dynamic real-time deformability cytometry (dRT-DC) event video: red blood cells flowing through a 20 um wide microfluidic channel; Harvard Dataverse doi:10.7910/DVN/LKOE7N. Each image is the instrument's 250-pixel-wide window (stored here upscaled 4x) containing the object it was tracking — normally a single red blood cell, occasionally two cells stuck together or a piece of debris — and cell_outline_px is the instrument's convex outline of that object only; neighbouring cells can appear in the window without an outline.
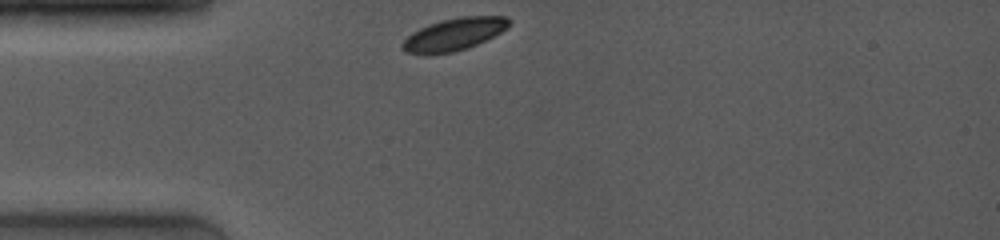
{"species": "common noctule bat (a hibernating species)", "species_latin": "Nyctalus noctula", "temperature_condition": "room temperature", "stored_images_in_passage": 15, "camera_frame_rate_fps": 4000, "um_per_image_px": 0.085, "animal": {"sex": "female", "body_mass_g": 19.0, "forearm_length_mm": 53.3}, "frame": {"image": 1, "passage_image": 1, "time_ms": 0.0, "image_size_px": [1000, 240], "cell_outline_px": [[512, 20], [508, 28], [468, 48], [452, 52], [428, 56], [420, 56], [408, 52], [400, 44], [412, 32], [420, 28], [440, 20], [460, 16], [504, 16]], "centroid_in_image_um": [38.57, 2.93], "position_along_channel_um": 46.4, "area_um2": 20.29}}
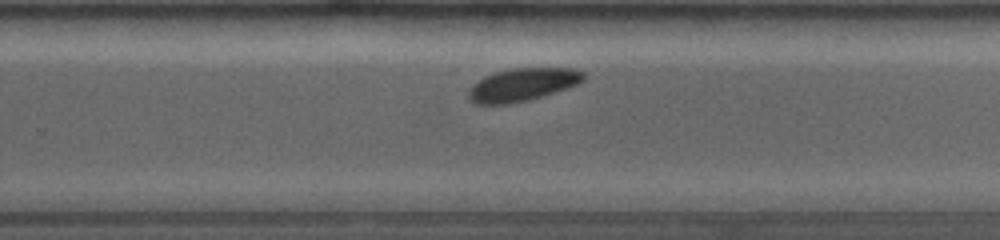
{"frame": {"image": 2, "passage_image": 13, "time_ms": 6.5, "image_size_px": [1000, 240], "cell_outline_px": [[584, 80], [568, 88], [528, 100], [508, 104], [476, 104], [468, 96], [468, 92], [484, 76], [496, 72], [512, 68], [572, 68], [584, 72]], "centroid_in_image_um": [44.45, 7.19], "position_along_channel_um": 285.4, "area_um2": 21.68}}
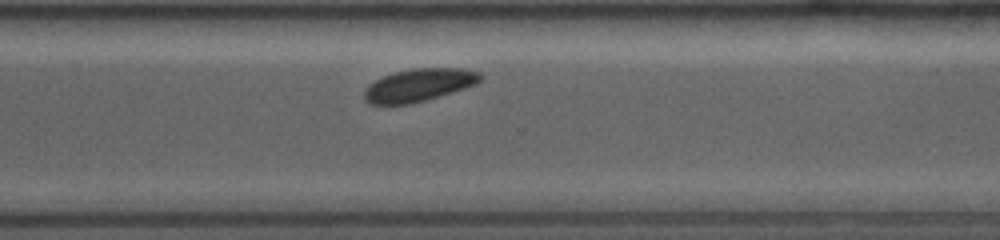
{"frame": {"image": 3, "passage_image": 15, "time_ms": 7.75, "image_size_px": [1000, 240], "cell_outline_px": [[484, 76], [476, 84], [452, 92], [424, 100], [408, 104], [368, 104], [364, 100], [364, 92], [376, 80], [392, 72], [412, 68], [464, 68], [480, 72]], "centroid_in_image_um": [35.64, 7.21], "position_along_channel_um": 335.0, "area_um2": 21.96}}